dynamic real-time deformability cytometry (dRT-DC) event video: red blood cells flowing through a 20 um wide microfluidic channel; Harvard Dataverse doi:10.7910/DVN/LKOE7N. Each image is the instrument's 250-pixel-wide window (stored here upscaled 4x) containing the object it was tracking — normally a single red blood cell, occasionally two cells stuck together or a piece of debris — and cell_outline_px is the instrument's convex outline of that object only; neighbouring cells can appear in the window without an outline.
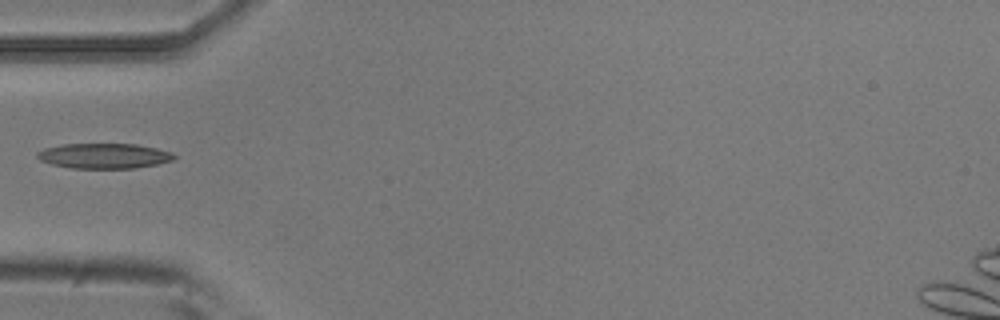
{"species": "common noctule bat (a hibernating species)", "species_latin": "Nyctalus noctula", "temperature_condition": "room temperature", "stored_images_in_passage": 5, "camera_frame_rate_fps": 3000, "um_per_image_px": 0.085, "animal": {"sex": "male", "body_mass_g": 20.5, "forearm_length_mm": 52.5}, "frame": {"image": 1, "passage_image": 5, "time_ms": 1.333, "image_size_px": [1000, 320], "cell_outline_px": [[176, 160], [136, 168], [72, 168], [52, 164], [40, 160], [36, 156], [36, 152], [44, 148], [64, 144], [136, 144], [156, 148], [172, 152], [176, 156]], "centroid_in_image_um": [8.86, 13.25], "position_along_channel_um": 76.1, "area_um2": 20.11}}